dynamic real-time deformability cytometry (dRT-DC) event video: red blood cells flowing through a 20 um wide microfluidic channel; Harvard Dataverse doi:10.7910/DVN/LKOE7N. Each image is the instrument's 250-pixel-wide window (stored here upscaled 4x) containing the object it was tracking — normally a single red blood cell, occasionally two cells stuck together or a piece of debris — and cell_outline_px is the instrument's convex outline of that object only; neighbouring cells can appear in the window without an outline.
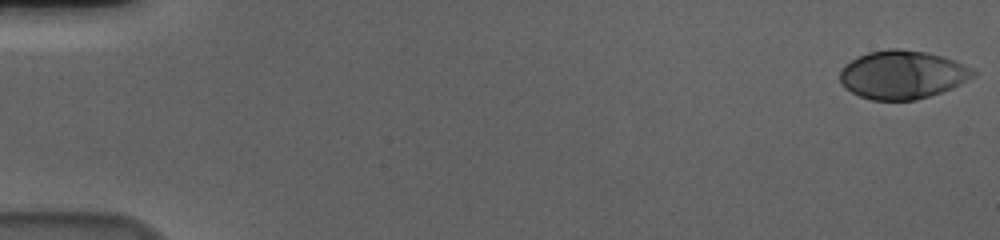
{"species": "human", "species_latin": "Homo sapiens", "temperature_condition": "cold", "stored_images_in_passage": 57, "camera_frame_rate_fps": 3000, "um_per_image_px": 0.085, "donor": {"sex": "male"}, "frame": {"image": 1, "passage_image": 1, "time_ms": 0.0, "image_size_px": [1000, 240], "cell_outline_px": [[976, 72], [972, 76], [952, 88], [916, 100], [872, 100], [860, 96], [844, 88], [840, 80], [840, 72], [852, 60], [868, 52], [888, 48], [896, 48], [924, 52], [944, 56], [956, 60], [972, 68]], "centroid_in_image_um": [76.7, 6.34], "position_along_channel_um": 8.3, "area_um2": 37.22}}
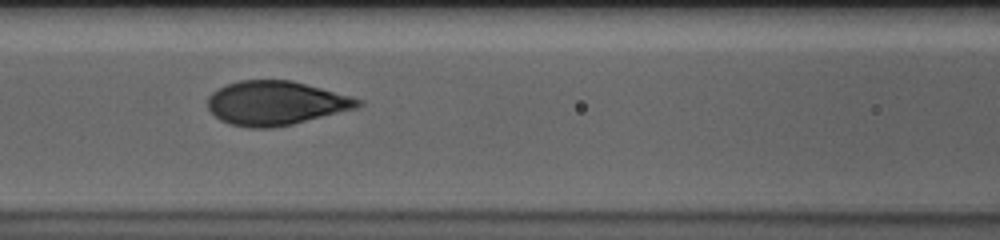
{"frame": {"image": 2, "passage_image": 26, "time_ms": 8.333, "image_size_px": [1000, 240], "cell_outline_px": [[364, 104], [356, 108], [292, 124], [272, 128], [248, 128], [232, 124], [220, 120], [208, 108], [208, 96], [212, 92], [228, 84], [240, 80], [292, 80], [352, 96], [360, 100]], "centroid_in_image_um": [23.44, 8.76], "position_along_channel_um": 143.2, "area_um2": 38.38}}
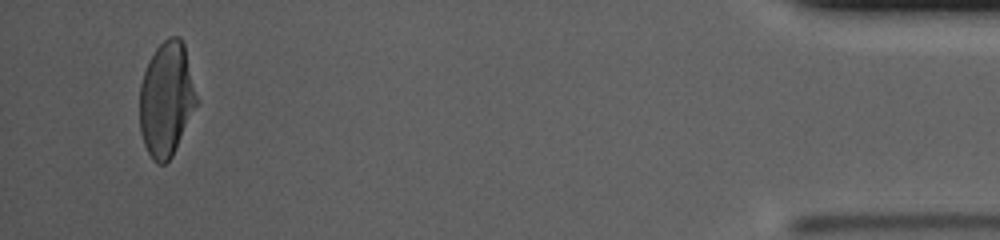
{"frame": {"image": 3, "passage_image": 55, "time_ms": 18.0, "image_size_px": [1000, 240], "cell_outline_px": [[200, 100], [172, 156], [164, 164], [156, 164], [152, 160], [144, 144], [140, 132], [140, 84], [148, 60], [156, 48], [168, 36], [180, 36], [184, 44]], "centroid_in_image_um": [14.17, 8.42], "position_along_channel_um": 421.0, "area_um2": 38.55}, "authors_computed_cell_mechanics": {"area_um2": 38.2636, "velocity_mm_per_s": 3.6245, "shape_relaxation_time_tau1_ms": 3.5519, "shape_relaxation_time_tau2_ms": null, "deformation_change_tau1": 0.1835, "deformation_change_tau2": null}}